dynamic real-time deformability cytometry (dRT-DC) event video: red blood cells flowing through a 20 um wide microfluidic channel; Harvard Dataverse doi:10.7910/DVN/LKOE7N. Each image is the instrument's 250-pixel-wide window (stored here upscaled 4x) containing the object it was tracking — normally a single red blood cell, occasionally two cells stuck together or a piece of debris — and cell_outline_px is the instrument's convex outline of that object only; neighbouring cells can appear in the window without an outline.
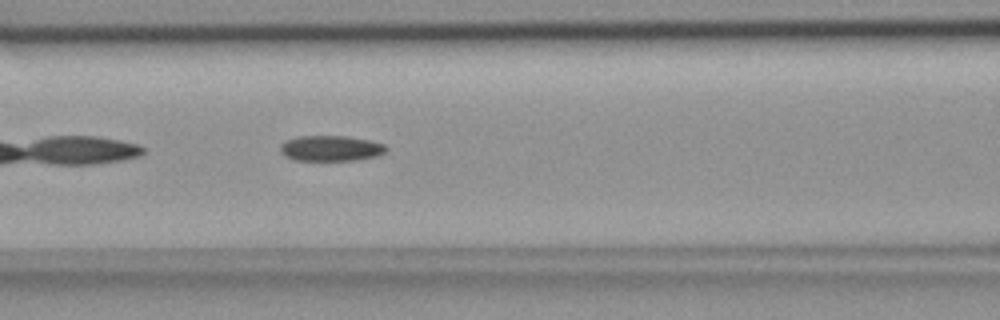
{"species": "common noctule bat (a hibernating species)", "species_latin": "Nyctalus noctula", "temperature_condition": "room temperature", "stored_images_in_passage": 38, "camera_frame_rate_fps": 3000, "um_per_image_px": 0.085, "animal": {"sex": "female", "body_mass_g": 18.4}, "frame": {"image": 1, "passage_image": 8, "time_ms": 2.333, "image_size_px": [1000, 320], "cell_outline_px": [[388, 148], [384, 152], [376, 156], [356, 160], [296, 160], [284, 156], [280, 152], [280, 144], [296, 136], [344, 136], [368, 140], [384, 144]], "centroid_in_image_um": [28.09, 12.61], "position_along_channel_um": 138.5, "area_um2": 15.66}}
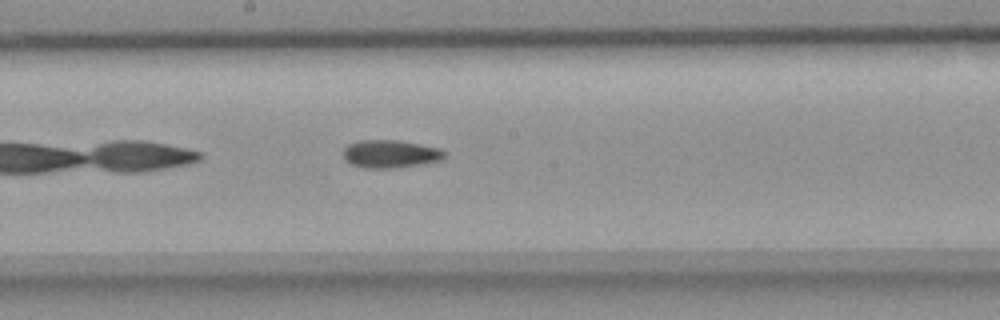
{"frame": {"image": 2, "passage_image": 14, "time_ms": 4.333, "image_size_px": [1000, 320], "cell_outline_px": [[444, 156], [440, 160], [424, 164], [400, 168], [364, 168], [352, 164], [344, 160], [344, 148], [348, 144], [360, 140], [396, 140], [420, 144], [440, 148], [444, 152]], "centroid_in_image_um": [33.17, 13.09], "position_along_channel_um": 215.0, "area_um2": 16.53}}
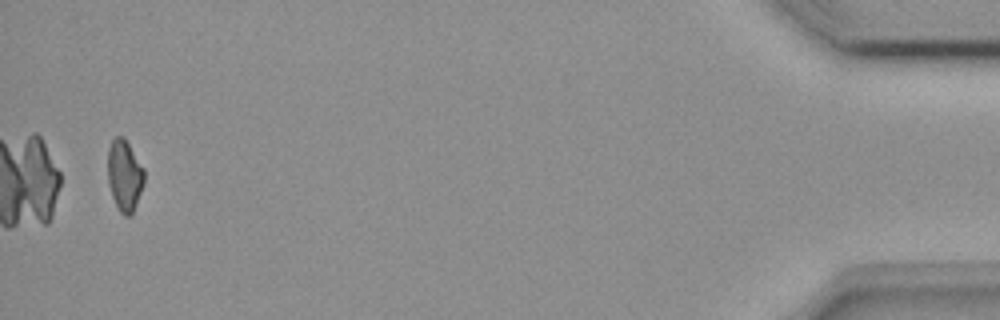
{"frame": {"image": 3, "passage_image": 37, "time_ms": 12.0, "image_size_px": [1000, 320], "cell_outline_px": [[144, 184], [132, 216], [124, 216], [120, 212], [112, 196], [108, 184], [108, 148], [112, 140], [116, 136], [124, 136], [144, 168]], "centroid_in_image_um": [10.59, 14.92], "position_along_channel_um": 424.6, "area_um2": 15.32}, "authors_computed_cell_mechanics": {"area_um2": 15.8083, "velocity_mm_per_s": 3.8388, "shape_relaxation_time_tau1_ms": 11.0413, "shape_relaxation_time_tau2_ms": null, "deformation_change_tau1": 0.1756, "deformation_change_tau2": null}}